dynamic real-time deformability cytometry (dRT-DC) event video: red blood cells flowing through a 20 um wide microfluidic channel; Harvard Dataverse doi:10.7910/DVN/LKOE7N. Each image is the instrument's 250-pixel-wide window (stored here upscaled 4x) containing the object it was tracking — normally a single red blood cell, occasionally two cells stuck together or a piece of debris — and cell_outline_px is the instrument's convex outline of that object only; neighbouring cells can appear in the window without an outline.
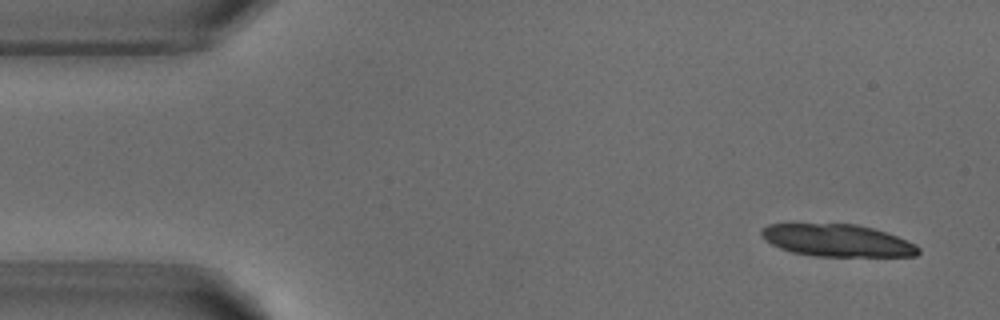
{"species": "common noctule bat (a hibernating species)", "species_latin": "Nyctalus noctula", "temperature_condition": "warm", "stored_images_in_passage": 4, "camera_frame_rate_fps": 3000, "um_per_image_px": 0.085, "animal": {"sex": "male", "body_mass_g": 18.8}, "frame": {"image": 1, "passage_image": 1, "time_ms": 0.0, "image_size_px": [1000, 320], "cell_outline_px": [[920, 252], [916, 256], [816, 256], [792, 252], [780, 248], [772, 244], [760, 236], [760, 228], [768, 224], [856, 224], [872, 228], [896, 236], [916, 244], [920, 248]], "centroid_in_image_um": [71.15, 20.44], "position_along_channel_um": 13.9, "area_um2": 29.42}}